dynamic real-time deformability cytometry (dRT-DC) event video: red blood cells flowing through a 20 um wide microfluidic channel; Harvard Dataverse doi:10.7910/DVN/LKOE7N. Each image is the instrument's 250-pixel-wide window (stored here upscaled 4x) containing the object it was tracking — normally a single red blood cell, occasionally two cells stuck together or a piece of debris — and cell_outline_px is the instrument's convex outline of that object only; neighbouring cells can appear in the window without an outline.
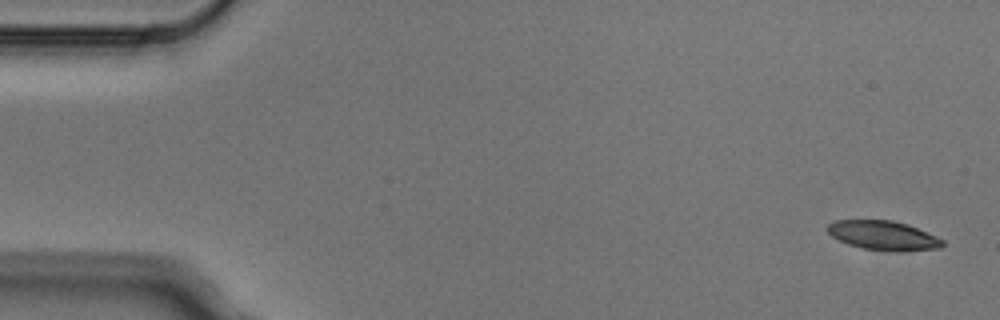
{"species": "Egyptian fruit bat (a non-hibernating species)", "species_latin": "Rousettus aegyptiacus", "temperature_condition": "cold", "stored_images_in_passage": 3, "camera_frame_rate_fps": 3000, "um_per_image_px": 0.085, "animal": {"sex": "male"}, "frame": {"image": 1, "passage_image": 1, "time_ms": 0.0, "image_size_px": [1000, 320], "cell_outline_px": [[944, 244], [940, 248], [896, 252], [860, 248], [848, 244], [832, 236], [824, 228], [828, 224], [836, 220], [892, 220], [908, 224], [944, 240]], "centroid_in_image_um": [75.06, 20.01], "position_along_channel_um": 9.9, "area_um2": 19.71}}